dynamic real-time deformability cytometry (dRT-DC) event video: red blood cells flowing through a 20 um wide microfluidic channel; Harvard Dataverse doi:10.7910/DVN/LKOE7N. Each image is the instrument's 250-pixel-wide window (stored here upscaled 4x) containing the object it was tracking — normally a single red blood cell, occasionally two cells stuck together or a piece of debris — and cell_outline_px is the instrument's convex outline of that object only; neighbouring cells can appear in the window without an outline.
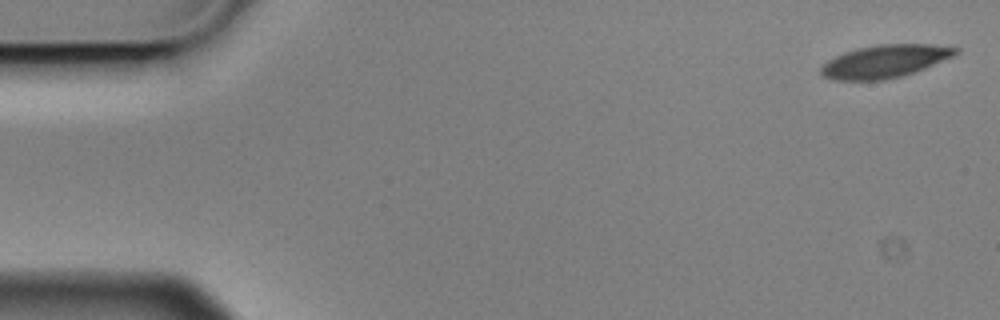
{"species": "Egyptian fruit bat (a non-hibernating species)", "species_latin": "Rousettus aegyptiacus", "temperature_condition": "cold", "stored_images_in_passage": 4, "camera_frame_rate_fps": 3000, "um_per_image_px": 0.085, "animal": {"sex": "male"}, "frame": {"image": 1, "passage_image": 1, "time_ms": 0.0, "image_size_px": [1000, 320], "cell_outline_px": [[960, 52], [952, 56], [924, 68], [900, 76], [884, 80], [836, 80], [824, 76], [820, 72], [820, 68], [828, 60], [844, 52], [856, 48], [880, 44], [932, 44], [960, 48]], "centroid_in_image_um": [75.21, 5.2], "position_along_channel_um": 9.8, "area_um2": 25.49}}
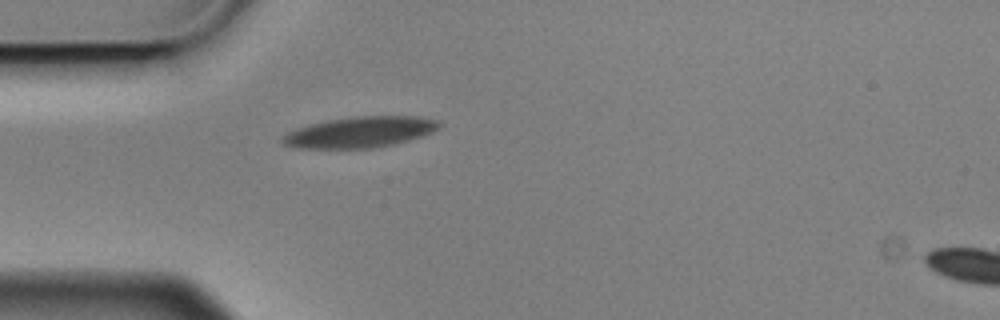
{"frame": {"image": 2, "passage_image": 4, "time_ms": 1.0, "image_size_px": [1000, 320], "cell_outline_px": [[440, 124], [432, 132], [408, 140], [392, 144], [372, 148], [300, 148], [284, 144], [280, 140], [288, 132], [296, 128], [308, 124], [328, 120], [352, 116], [420, 116], [436, 120]], "centroid_in_image_um": [30.56, 11.22], "position_along_channel_um": 54.4, "area_um2": 27.92}}